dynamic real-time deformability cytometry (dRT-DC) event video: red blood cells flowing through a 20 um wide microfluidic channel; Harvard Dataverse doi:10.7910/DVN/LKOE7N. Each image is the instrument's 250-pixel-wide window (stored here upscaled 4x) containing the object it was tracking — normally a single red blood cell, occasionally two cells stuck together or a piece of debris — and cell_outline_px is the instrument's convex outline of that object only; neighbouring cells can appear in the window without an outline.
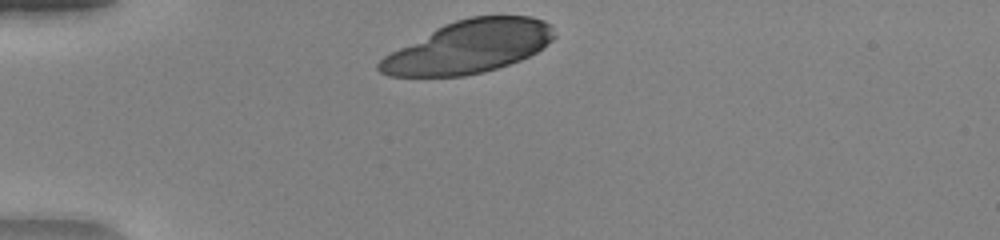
{"species": "human", "species_latin": "Homo sapiens", "temperature_condition": "warm", "stored_images_in_passage": 30, "camera_frame_rate_fps": 3000, "um_per_image_px": 0.085, "donor": {"sex": "female"}, "frame": {"image": 1, "passage_image": 1, "time_ms": 0.0, "image_size_px": [1000, 240], "cell_outline_px": [[556, 36], [552, 40], [536, 52], [520, 60], [484, 72], [464, 76], [388, 76], [380, 72], [376, 68], [376, 64], [384, 56], [436, 28], [444, 24], [456, 20], [472, 16], [528, 16], [544, 20], [552, 28]], "centroid_in_image_um": [39.84, 3.99], "position_along_channel_um": 45.2, "area_um2": 53.18}}